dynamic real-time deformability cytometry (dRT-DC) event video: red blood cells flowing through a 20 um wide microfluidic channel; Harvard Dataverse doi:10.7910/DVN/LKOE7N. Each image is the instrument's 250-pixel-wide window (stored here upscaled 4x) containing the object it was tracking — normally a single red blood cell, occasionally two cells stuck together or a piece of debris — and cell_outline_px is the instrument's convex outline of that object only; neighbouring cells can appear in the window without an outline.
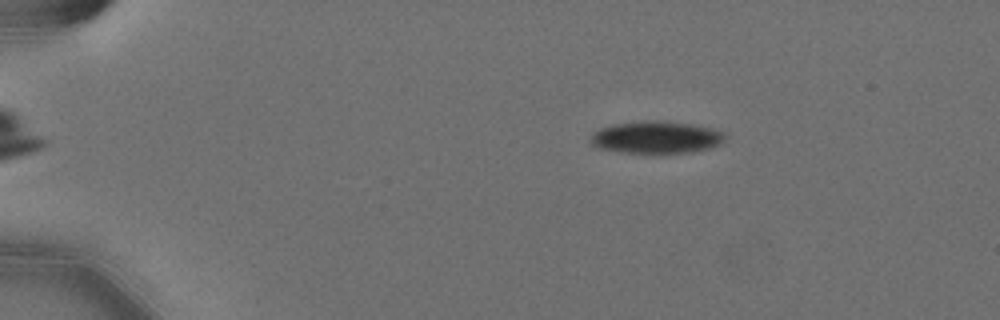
{"species": "Egyptian fruit bat (a non-hibernating species)", "species_latin": "Rousettus aegyptiacus", "temperature_condition": "cold", "stored_images_in_passage": 57, "camera_frame_rate_fps": 3000, "um_per_image_px": 0.085, "animal": {"sex": "female"}, "frame": {"image": 1, "passage_image": 10, "time_ms": 3.0, "image_size_px": [1000, 320], "cell_outline_px": [[724, 140], [720, 144], [712, 148], [692, 152], [620, 152], [600, 148], [592, 144], [588, 140], [592, 132], [600, 128], [612, 124], [644, 120], [660, 120], [692, 124], [712, 128], [724, 132]], "centroid_in_image_um": [55.76, 11.65], "position_along_channel_um": 29.2, "area_um2": 25.37}}
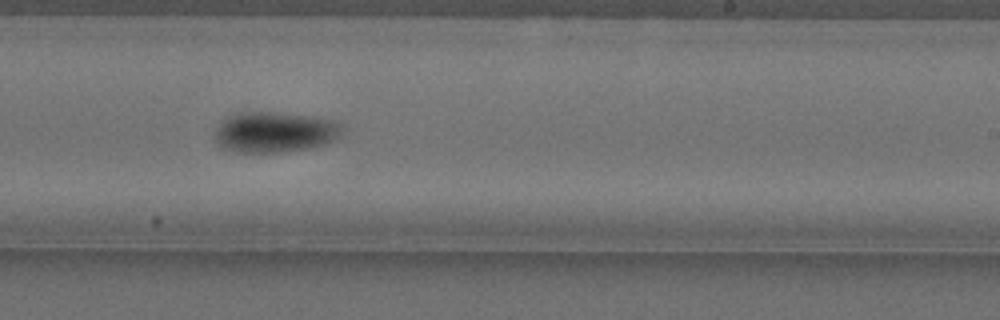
{"frame": {"image": 2, "passage_image": 36, "time_ms": 11.667, "image_size_px": [1000, 320], "cell_outline_px": [[344, 128], [340, 136], [324, 144], [304, 148], [280, 152], [240, 152], [224, 148], [216, 140], [216, 128], [228, 116], [240, 112], [268, 112], [312, 116], [336, 120], [344, 124]], "centroid_in_image_um": [23.4, 11.21], "position_along_channel_um": 265.6, "area_um2": 29.82}}
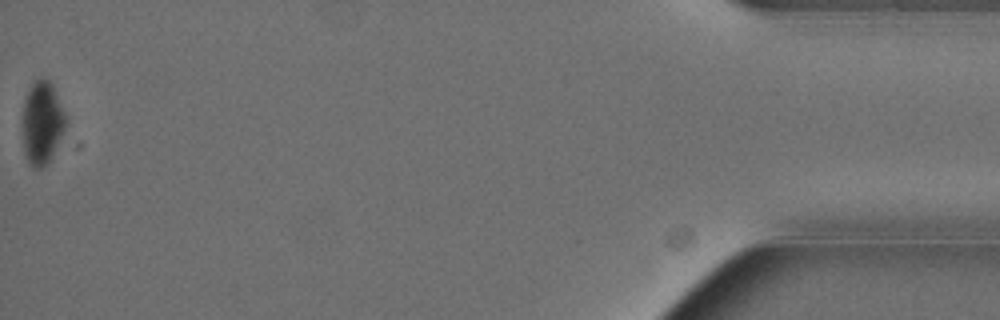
{"frame": {"image": 3, "passage_image": 57, "time_ms": 18.667, "image_size_px": [1000, 320], "cell_outline_px": [[68, 124], [64, 132], [48, 160], [40, 168], [32, 168], [28, 164], [24, 152], [24, 100], [28, 88], [36, 80], [48, 80], [52, 84], [68, 116]], "centroid_in_image_um": [3.62, 10.41], "position_along_channel_um": 431.6, "area_um2": 20.69}, "authors_computed_cell_mechanics": {"area_um2": 26.877, "velocity_mm_per_s": 3.5738, "shape_relaxation_time_tau1_ms": 2.7749, "shape_relaxation_time_tau2_ms": null, "deformation_change_tau1": 0.0832, "deformation_change_tau2": null}}